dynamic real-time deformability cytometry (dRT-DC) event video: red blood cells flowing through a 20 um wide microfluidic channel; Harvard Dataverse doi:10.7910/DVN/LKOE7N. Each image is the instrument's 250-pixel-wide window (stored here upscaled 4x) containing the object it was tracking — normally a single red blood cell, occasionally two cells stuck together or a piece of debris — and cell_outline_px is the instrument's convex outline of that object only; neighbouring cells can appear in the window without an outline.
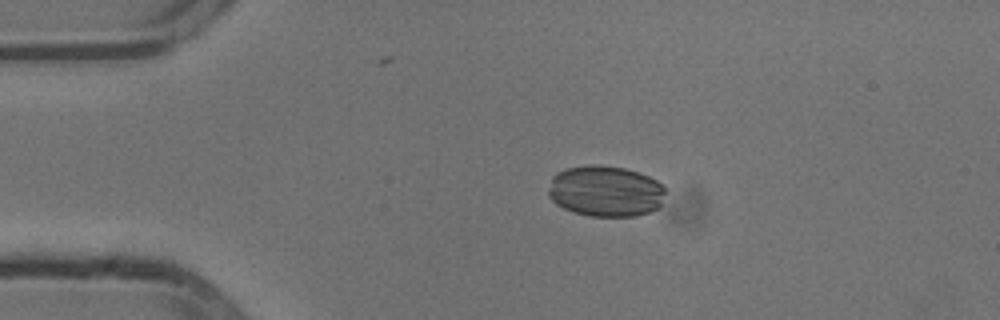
{"species": "common noctule bat (a hibernating species)", "species_latin": "Nyctalus noctula", "temperature_condition": "cold", "stored_images_in_passage": 44, "camera_frame_rate_fps": 3000, "um_per_image_px": 0.085, "animal": {"sex": "male", "body_mass_g": 13.3}, "frame": {"image": 1, "passage_image": 1, "time_ms": 0.0, "image_size_px": [1000, 320], "cell_outline_px": [[664, 192], [660, 208], [648, 212], [632, 216], [588, 216], [572, 212], [556, 204], [548, 196], [548, 192], [552, 176], [556, 172], [564, 168], [588, 164], [596, 164], [624, 168], [648, 176], [664, 184]], "centroid_in_image_um": [51.44, 16.24], "position_along_channel_um": 33.6, "area_um2": 35.08}}
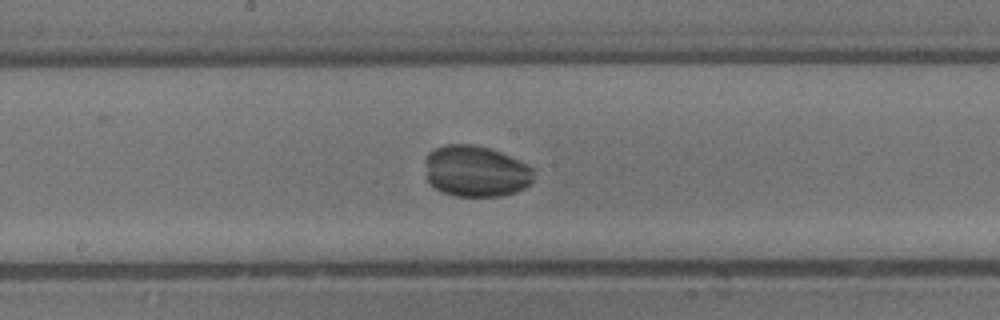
{"frame": {"image": 2, "passage_image": 18, "time_ms": 5.667, "image_size_px": [1000, 320], "cell_outline_px": [[532, 184], [516, 192], [500, 196], [456, 196], [440, 192], [428, 180], [424, 160], [428, 152], [444, 144], [476, 144], [500, 152], [532, 168]], "centroid_in_image_um": [40.4, 14.55], "position_along_channel_um": 207.8, "area_um2": 32.37}}
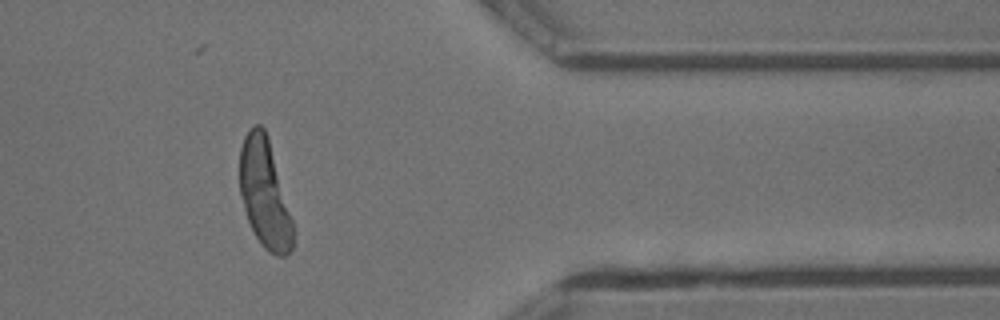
{"frame": {"image": 3, "passage_image": 34, "time_ms": 11.0, "image_size_px": [1000, 320], "cell_outline_px": [[292, 248], [284, 256], [276, 256], [268, 252], [264, 248], [256, 236], [248, 220], [240, 196], [240, 148], [244, 136], [256, 124], [260, 124], [264, 128], [268, 136], [292, 220]], "centroid_in_image_um": [22.47, 16.44], "position_along_channel_um": 388.9, "area_um2": 33.18}}